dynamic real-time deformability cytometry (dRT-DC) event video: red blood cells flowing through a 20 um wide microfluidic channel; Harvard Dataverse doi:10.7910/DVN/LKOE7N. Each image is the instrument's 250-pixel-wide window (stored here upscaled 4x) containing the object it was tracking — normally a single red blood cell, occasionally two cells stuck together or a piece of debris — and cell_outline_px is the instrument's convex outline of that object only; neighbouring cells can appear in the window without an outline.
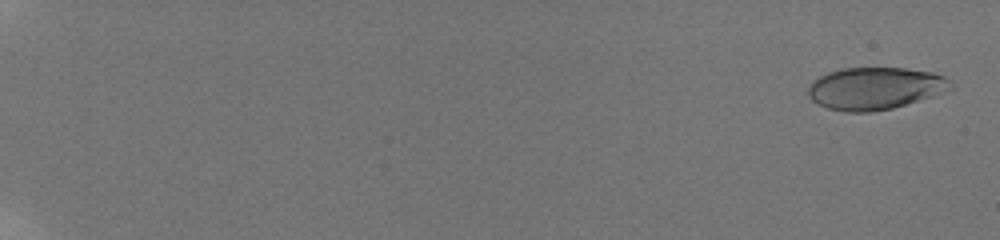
{"species": "human", "species_latin": "Homo sapiens", "temperature_condition": "room temperature", "stored_images_in_passage": 59, "camera_frame_rate_fps": 3000, "um_per_image_px": 0.085, "donor": {"sex": "male"}, "frame": {"image": 1, "passage_image": 2, "time_ms": 0.333, "image_size_px": [1000, 240], "cell_outline_px": [[952, 88], [932, 96], [892, 108], [868, 112], [844, 112], [828, 108], [816, 104], [808, 96], [808, 88], [820, 76], [828, 72], [844, 68], [904, 68], [932, 72], [944, 76], [952, 84]], "centroid_in_image_um": [74.36, 7.51], "position_along_channel_um": 10.6, "area_um2": 34.8}}
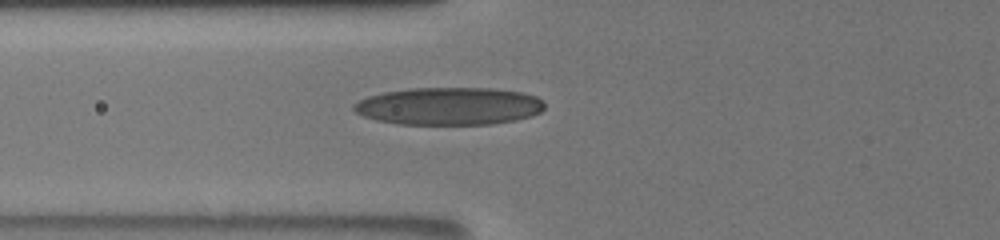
{"frame": {"image": 2, "passage_image": 27, "time_ms": 8.667, "image_size_px": [1000, 240], "cell_outline_px": [[544, 108], [540, 112], [532, 116], [516, 120], [492, 124], [400, 124], [376, 120], [364, 116], [356, 112], [352, 108], [352, 104], [368, 96], [384, 92], [408, 88], [492, 88], [524, 92], [536, 96], [544, 104]], "centroid_in_image_um": [38.17, 9.02], "position_along_channel_um": 87.6, "area_um2": 41.96}}
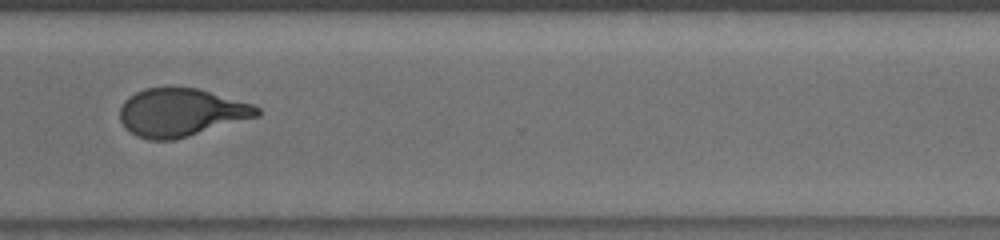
{"frame": {"image": 3, "passage_image": 48, "time_ms": 15.667, "image_size_px": [1000, 240], "cell_outline_px": [[260, 116], [188, 136], [172, 140], [148, 140], [136, 136], [124, 128], [120, 120], [120, 108], [124, 100], [128, 96], [144, 88], [196, 88], [252, 104], [260, 108]], "centroid_in_image_um": [15.35, 9.57], "position_along_channel_um": 355.2, "area_um2": 38.26}, "authors_computed_cell_mechanics": {"area_um2": 38.2058, "velocity_mm_per_s": 3.8253, "shape_relaxation_time_tau1_ms": null, "shape_relaxation_time_tau2_ms": 0.8959, "deformation_change_tau1": null, "deformation_change_tau2": 0.0744}}